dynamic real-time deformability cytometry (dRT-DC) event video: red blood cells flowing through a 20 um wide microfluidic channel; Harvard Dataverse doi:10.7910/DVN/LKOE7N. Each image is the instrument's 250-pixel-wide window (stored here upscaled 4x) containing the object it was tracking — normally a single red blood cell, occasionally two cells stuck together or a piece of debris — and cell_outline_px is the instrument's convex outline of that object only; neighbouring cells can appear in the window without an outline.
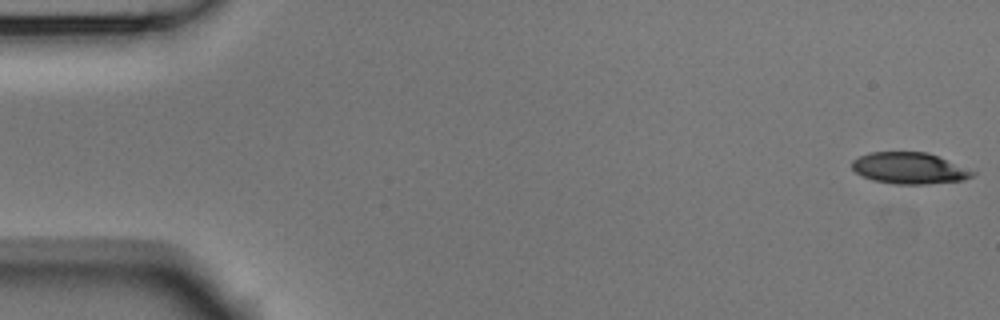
{"species": "Egyptian fruit bat (a non-hibernating species)", "species_latin": "Rousettus aegyptiacus", "temperature_condition": "room temperature", "stored_images_in_passage": 53, "camera_frame_rate_fps": 3000, "um_per_image_px": 0.085, "animal": {"sex": "male"}, "frame": {"image": 1, "passage_image": 1, "time_ms": 0.0, "image_size_px": [1000, 320], "cell_outline_px": [[976, 172], [972, 176], [964, 180], [928, 184], [896, 184], [872, 180], [856, 172], [852, 168], [852, 160], [860, 156], [872, 152], [928, 152]], "centroid_in_image_um": [77.29, 14.3], "position_along_channel_um": 7.7, "area_um2": 21.85}}
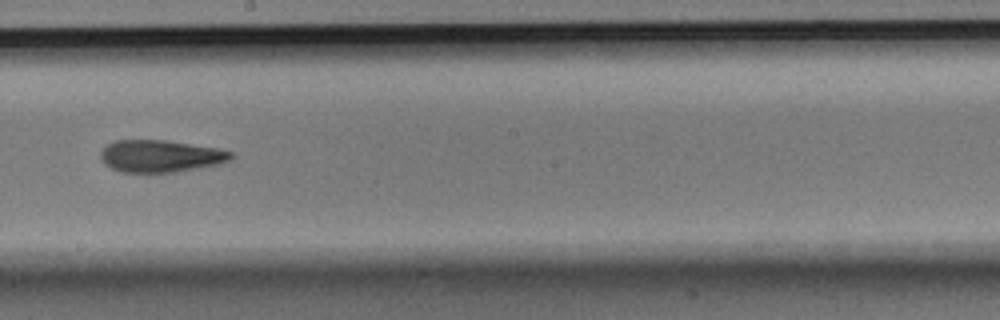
{"frame": {"image": 2, "passage_image": 30, "time_ms": 9.667, "image_size_px": [1000, 320], "cell_outline_px": [[236, 156], [220, 164], [176, 172], [148, 176], [120, 172], [104, 164], [100, 160], [100, 152], [108, 144], [116, 140], [164, 140], [220, 148], [232, 152]], "centroid_in_image_um": [13.62, 13.31], "position_along_channel_um": 234.6, "area_um2": 25.37}}
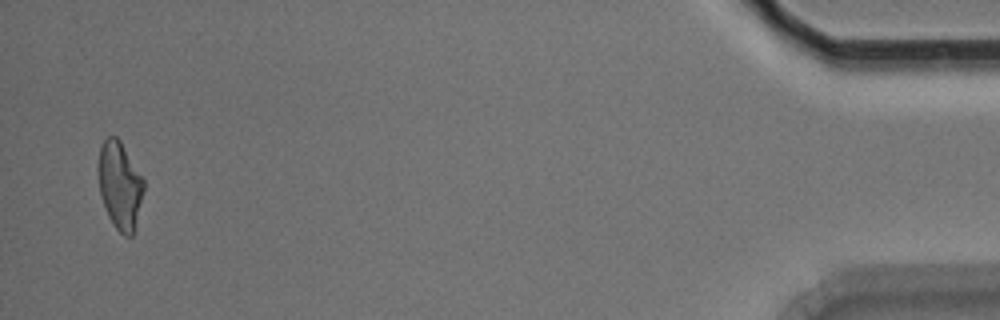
{"frame": {"image": 3, "passage_image": 52, "time_ms": 17.0, "image_size_px": [1000, 320], "cell_outline_px": [[144, 192], [136, 228], [132, 236], [124, 236], [112, 224], [108, 216], [100, 192], [96, 172], [96, 168], [100, 148], [104, 140], [108, 136], [116, 136], [120, 140], [144, 180]], "centroid_in_image_um": [10.18, 15.77], "position_along_channel_um": 425.0, "area_um2": 23.52}, "authors_computed_cell_mechanics": {"area_um2": 24.0448, "velocity_mm_per_s": 3.7643, "shape_relaxation_time_tau1_ms": 3.8358, "shape_relaxation_time_tau2_ms": 5.6285, "deformation_change_tau1": 0.1495, "deformation_change_tau2": 0.1626}}